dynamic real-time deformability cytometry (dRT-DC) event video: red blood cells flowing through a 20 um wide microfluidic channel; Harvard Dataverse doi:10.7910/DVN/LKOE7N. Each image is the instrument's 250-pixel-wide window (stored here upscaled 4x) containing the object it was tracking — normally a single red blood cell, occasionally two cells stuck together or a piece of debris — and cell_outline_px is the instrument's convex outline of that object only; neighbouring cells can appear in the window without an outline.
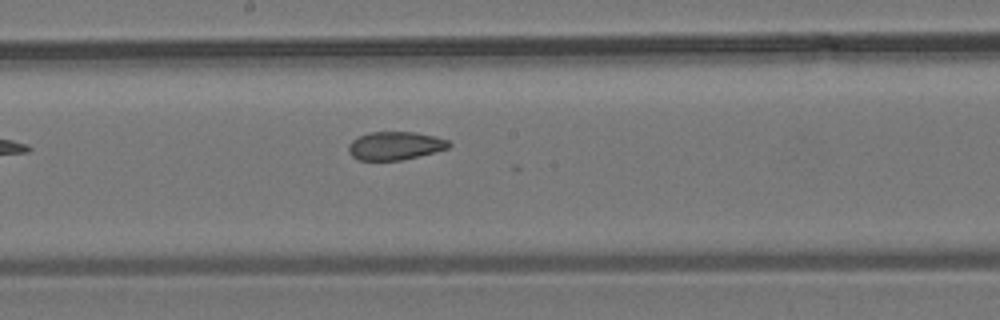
{"species": "common noctule bat (a hibernating species)", "species_latin": "Nyctalus noctula", "temperature_condition": "room temperature", "stored_images_in_passage": 9, "camera_frame_rate_fps": 3000, "um_per_image_px": 0.085, "animal": {"sex": "male", "body_mass_g": 19.2, "forearm_length_mm": 51.8}, "frame": {"image": 1, "passage_image": 9, "time_ms": 10.333, "image_size_px": [1000, 320], "cell_outline_px": [[452, 144], [448, 148], [400, 160], [356, 160], [348, 152], [348, 144], [352, 140], [368, 132], [416, 132], [448, 140]], "centroid_in_image_um": [33.53, 12.38], "position_along_channel_um": 214.7, "area_um2": 16.36}}